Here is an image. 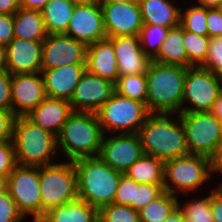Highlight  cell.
<instances>
[{
    "mask_svg": "<svg viewBox=\"0 0 222 222\" xmlns=\"http://www.w3.org/2000/svg\"><path fill=\"white\" fill-rule=\"evenodd\" d=\"M164 222H186L183 213L177 207Z\"/></svg>",
    "mask_w": 222,
    "mask_h": 222,
    "instance_id": "cell-50",
    "label": "cell"
},
{
    "mask_svg": "<svg viewBox=\"0 0 222 222\" xmlns=\"http://www.w3.org/2000/svg\"><path fill=\"white\" fill-rule=\"evenodd\" d=\"M180 25L184 30L201 36H208V28L206 22V8L194 4L189 6L180 16Z\"/></svg>",
    "mask_w": 222,
    "mask_h": 222,
    "instance_id": "cell-34",
    "label": "cell"
},
{
    "mask_svg": "<svg viewBox=\"0 0 222 222\" xmlns=\"http://www.w3.org/2000/svg\"><path fill=\"white\" fill-rule=\"evenodd\" d=\"M103 135L96 113L73 111L57 136V149L63 151L69 161L96 157Z\"/></svg>",
    "mask_w": 222,
    "mask_h": 222,
    "instance_id": "cell-4",
    "label": "cell"
},
{
    "mask_svg": "<svg viewBox=\"0 0 222 222\" xmlns=\"http://www.w3.org/2000/svg\"><path fill=\"white\" fill-rule=\"evenodd\" d=\"M49 1L50 0H19V4L20 7L25 9L41 11Z\"/></svg>",
    "mask_w": 222,
    "mask_h": 222,
    "instance_id": "cell-47",
    "label": "cell"
},
{
    "mask_svg": "<svg viewBox=\"0 0 222 222\" xmlns=\"http://www.w3.org/2000/svg\"><path fill=\"white\" fill-rule=\"evenodd\" d=\"M72 112L69 101L46 97L26 116L37 126L58 136Z\"/></svg>",
    "mask_w": 222,
    "mask_h": 222,
    "instance_id": "cell-21",
    "label": "cell"
},
{
    "mask_svg": "<svg viewBox=\"0 0 222 222\" xmlns=\"http://www.w3.org/2000/svg\"><path fill=\"white\" fill-rule=\"evenodd\" d=\"M214 172L212 159L203 155L170 159L164 162L163 189L174 196L178 192L184 196L202 187Z\"/></svg>",
    "mask_w": 222,
    "mask_h": 222,
    "instance_id": "cell-6",
    "label": "cell"
},
{
    "mask_svg": "<svg viewBox=\"0 0 222 222\" xmlns=\"http://www.w3.org/2000/svg\"><path fill=\"white\" fill-rule=\"evenodd\" d=\"M70 1L71 3L75 4V5H78V4H85V3H88L92 0H68Z\"/></svg>",
    "mask_w": 222,
    "mask_h": 222,
    "instance_id": "cell-55",
    "label": "cell"
},
{
    "mask_svg": "<svg viewBox=\"0 0 222 222\" xmlns=\"http://www.w3.org/2000/svg\"><path fill=\"white\" fill-rule=\"evenodd\" d=\"M99 3H126L137 0H97Z\"/></svg>",
    "mask_w": 222,
    "mask_h": 222,
    "instance_id": "cell-54",
    "label": "cell"
},
{
    "mask_svg": "<svg viewBox=\"0 0 222 222\" xmlns=\"http://www.w3.org/2000/svg\"><path fill=\"white\" fill-rule=\"evenodd\" d=\"M7 191L24 217L32 215V222L42 217L39 167L17 165L7 177Z\"/></svg>",
    "mask_w": 222,
    "mask_h": 222,
    "instance_id": "cell-11",
    "label": "cell"
},
{
    "mask_svg": "<svg viewBox=\"0 0 222 222\" xmlns=\"http://www.w3.org/2000/svg\"><path fill=\"white\" fill-rule=\"evenodd\" d=\"M86 70V64L41 69L46 97L70 101L74 89Z\"/></svg>",
    "mask_w": 222,
    "mask_h": 222,
    "instance_id": "cell-20",
    "label": "cell"
},
{
    "mask_svg": "<svg viewBox=\"0 0 222 222\" xmlns=\"http://www.w3.org/2000/svg\"><path fill=\"white\" fill-rule=\"evenodd\" d=\"M96 114L105 135V131H121L120 134L138 133L150 113L145 103L114 92Z\"/></svg>",
    "mask_w": 222,
    "mask_h": 222,
    "instance_id": "cell-7",
    "label": "cell"
},
{
    "mask_svg": "<svg viewBox=\"0 0 222 222\" xmlns=\"http://www.w3.org/2000/svg\"><path fill=\"white\" fill-rule=\"evenodd\" d=\"M19 8V0H0V13L2 14H14Z\"/></svg>",
    "mask_w": 222,
    "mask_h": 222,
    "instance_id": "cell-46",
    "label": "cell"
},
{
    "mask_svg": "<svg viewBox=\"0 0 222 222\" xmlns=\"http://www.w3.org/2000/svg\"><path fill=\"white\" fill-rule=\"evenodd\" d=\"M190 151L213 160L222 140V124L210 112H182L179 114Z\"/></svg>",
    "mask_w": 222,
    "mask_h": 222,
    "instance_id": "cell-9",
    "label": "cell"
},
{
    "mask_svg": "<svg viewBox=\"0 0 222 222\" xmlns=\"http://www.w3.org/2000/svg\"><path fill=\"white\" fill-rule=\"evenodd\" d=\"M210 112L220 121L222 124V94L214 102Z\"/></svg>",
    "mask_w": 222,
    "mask_h": 222,
    "instance_id": "cell-48",
    "label": "cell"
},
{
    "mask_svg": "<svg viewBox=\"0 0 222 222\" xmlns=\"http://www.w3.org/2000/svg\"><path fill=\"white\" fill-rule=\"evenodd\" d=\"M104 222H140L139 212L129 205L109 204L98 210Z\"/></svg>",
    "mask_w": 222,
    "mask_h": 222,
    "instance_id": "cell-35",
    "label": "cell"
},
{
    "mask_svg": "<svg viewBox=\"0 0 222 222\" xmlns=\"http://www.w3.org/2000/svg\"><path fill=\"white\" fill-rule=\"evenodd\" d=\"M162 64H172L187 67L186 48L183 44V27L169 29L158 53L151 59Z\"/></svg>",
    "mask_w": 222,
    "mask_h": 222,
    "instance_id": "cell-26",
    "label": "cell"
},
{
    "mask_svg": "<svg viewBox=\"0 0 222 222\" xmlns=\"http://www.w3.org/2000/svg\"><path fill=\"white\" fill-rule=\"evenodd\" d=\"M77 195L96 209L112 204L123 173L115 171L99 156L73 161Z\"/></svg>",
    "mask_w": 222,
    "mask_h": 222,
    "instance_id": "cell-3",
    "label": "cell"
},
{
    "mask_svg": "<svg viewBox=\"0 0 222 222\" xmlns=\"http://www.w3.org/2000/svg\"><path fill=\"white\" fill-rule=\"evenodd\" d=\"M115 92L124 97L137 100L146 104L147 88L146 75H124L119 76L115 83Z\"/></svg>",
    "mask_w": 222,
    "mask_h": 222,
    "instance_id": "cell-31",
    "label": "cell"
},
{
    "mask_svg": "<svg viewBox=\"0 0 222 222\" xmlns=\"http://www.w3.org/2000/svg\"><path fill=\"white\" fill-rule=\"evenodd\" d=\"M218 9L220 10L221 14H222V3L221 5L218 7Z\"/></svg>",
    "mask_w": 222,
    "mask_h": 222,
    "instance_id": "cell-57",
    "label": "cell"
},
{
    "mask_svg": "<svg viewBox=\"0 0 222 222\" xmlns=\"http://www.w3.org/2000/svg\"><path fill=\"white\" fill-rule=\"evenodd\" d=\"M178 208L186 222H214L211 214V194L205 198L186 201L183 206L178 201Z\"/></svg>",
    "mask_w": 222,
    "mask_h": 222,
    "instance_id": "cell-33",
    "label": "cell"
},
{
    "mask_svg": "<svg viewBox=\"0 0 222 222\" xmlns=\"http://www.w3.org/2000/svg\"><path fill=\"white\" fill-rule=\"evenodd\" d=\"M211 192V214L214 222H222V184Z\"/></svg>",
    "mask_w": 222,
    "mask_h": 222,
    "instance_id": "cell-45",
    "label": "cell"
},
{
    "mask_svg": "<svg viewBox=\"0 0 222 222\" xmlns=\"http://www.w3.org/2000/svg\"><path fill=\"white\" fill-rule=\"evenodd\" d=\"M114 47L119 76L146 74L151 59L142 51L139 35L107 38Z\"/></svg>",
    "mask_w": 222,
    "mask_h": 222,
    "instance_id": "cell-18",
    "label": "cell"
},
{
    "mask_svg": "<svg viewBox=\"0 0 222 222\" xmlns=\"http://www.w3.org/2000/svg\"><path fill=\"white\" fill-rule=\"evenodd\" d=\"M201 67L211 70L222 84V36L210 38L206 60Z\"/></svg>",
    "mask_w": 222,
    "mask_h": 222,
    "instance_id": "cell-36",
    "label": "cell"
},
{
    "mask_svg": "<svg viewBox=\"0 0 222 222\" xmlns=\"http://www.w3.org/2000/svg\"><path fill=\"white\" fill-rule=\"evenodd\" d=\"M0 71H7L6 46L0 45Z\"/></svg>",
    "mask_w": 222,
    "mask_h": 222,
    "instance_id": "cell-52",
    "label": "cell"
},
{
    "mask_svg": "<svg viewBox=\"0 0 222 222\" xmlns=\"http://www.w3.org/2000/svg\"><path fill=\"white\" fill-rule=\"evenodd\" d=\"M46 98L41 72L11 75L12 112L26 116Z\"/></svg>",
    "mask_w": 222,
    "mask_h": 222,
    "instance_id": "cell-17",
    "label": "cell"
},
{
    "mask_svg": "<svg viewBox=\"0 0 222 222\" xmlns=\"http://www.w3.org/2000/svg\"><path fill=\"white\" fill-rule=\"evenodd\" d=\"M222 94V84L211 70L201 66L187 68L184 80L182 112L210 111ZM191 107H186V103Z\"/></svg>",
    "mask_w": 222,
    "mask_h": 222,
    "instance_id": "cell-10",
    "label": "cell"
},
{
    "mask_svg": "<svg viewBox=\"0 0 222 222\" xmlns=\"http://www.w3.org/2000/svg\"><path fill=\"white\" fill-rule=\"evenodd\" d=\"M212 161H213V167H214L215 173L217 172L222 173V140H221L218 152Z\"/></svg>",
    "mask_w": 222,
    "mask_h": 222,
    "instance_id": "cell-49",
    "label": "cell"
},
{
    "mask_svg": "<svg viewBox=\"0 0 222 222\" xmlns=\"http://www.w3.org/2000/svg\"><path fill=\"white\" fill-rule=\"evenodd\" d=\"M87 45L66 34H48L43 41L41 69L86 64Z\"/></svg>",
    "mask_w": 222,
    "mask_h": 222,
    "instance_id": "cell-12",
    "label": "cell"
},
{
    "mask_svg": "<svg viewBox=\"0 0 222 222\" xmlns=\"http://www.w3.org/2000/svg\"><path fill=\"white\" fill-rule=\"evenodd\" d=\"M25 217L18 210L15 201L11 198L9 192L0 194V222H20Z\"/></svg>",
    "mask_w": 222,
    "mask_h": 222,
    "instance_id": "cell-39",
    "label": "cell"
},
{
    "mask_svg": "<svg viewBox=\"0 0 222 222\" xmlns=\"http://www.w3.org/2000/svg\"><path fill=\"white\" fill-rule=\"evenodd\" d=\"M206 22L209 38L222 36V14L218 8H206Z\"/></svg>",
    "mask_w": 222,
    "mask_h": 222,
    "instance_id": "cell-41",
    "label": "cell"
},
{
    "mask_svg": "<svg viewBox=\"0 0 222 222\" xmlns=\"http://www.w3.org/2000/svg\"><path fill=\"white\" fill-rule=\"evenodd\" d=\"M178 200L177 196L164 191L138 211L140 222H164L178 207Z\"/></svg>",
    "mask_w": 222,
    "mask_h": 222,
    "instance_id": "cell-29",
    "label": "cell"
},
{
    "mask_svg": "<svg viewBox=\"0 0 222 222\" xmlns=\"http://www.w3.org/2000/svg\"><path fill=\"white\" fill-rule=\"evenodd\" d=\"M100 6L107 38L139 35L143 20L138 1L100 3Z\"/></svg>",
    "mask_w": 222,
    "mask_h": 222,
    "instance_id": "cell-15",
    "label": "cell"
},
{
    "mask_svg": "<svg viewBox=\"0 0 222 222\" xmlns=\"http://www.w3.org/2000/svg\"><path fill=\"white\" fill-rule=\"evenodd\" d=\"M47 35L41 11L20 7L14 13V38L43 42Z\"/></svg>",
    "mask_w": 222,
    "mask_h": 222,
    "instance_id": "cell-25",
    "label": "cell"
},
{
    "mask_svg": "<svg viewBox=\"0 0 222 222\" xmlns=\"http://www.w3.org/2000/svg\"><path fill=\"white\" fill-rule=\"evenodd\" d=\"M0 108L12 111L11 74L0 71Z\"/></svg>",
    "mask_w": 222,
    "mask_h": 222,
    "instance_id": "cell-42",
    "label": "cell"
},
{
    "mask_svg": "<svg viewBox=\"0 0 222 222\" xmlns=\"http://www.w3.org/2000/svg\"><path fill=\"white\" fill-rule=\"evenodd\" d=\"M97 218L98 209L77 197L51 208L37 222H94Z\"/></svg>",
    "mask_w": 222,
    "mask_h": 222,
    "instance_id": "cell-24",
    "label": "cell"
},
{
    "mask_svg": "<svg viewBox=\"0 0 222 222\" xmlns=\"http://www.w3.org/2000/svg\"><path fill=\"white\" fill-rule=\"evenodd\" d=\"M103 135L99 157L115 171L125 173L144 155L138 133Z\"/></svg>",
    "mask_w": 222,
    "mask_h": 222,
    "instance_id": "cell-14",
    "label": "cell"
},
{
    "mask_svg": "<svg viewBox=\"0 0 222 222\" xmlns=\"http://www.w3.org/2000/svg\"><path fill=\"white\" fill-rule=\"evenodd\" d=\"M74 7L68 0H50L41 10L47 34H65Z\"/></svg>",
    "mask_w": 222,
    "mask_h": 222,
    "instance_id": "cell-27",
    "label": "cell"
},
{
    "mask_svg": "<svg viewBox=\"0 0 222 222\" xmlns=\"http://www.w3.org/2000/svg\"><path fill=\"white\" fill-rule=\"evenodd\" d=\"M210 38L184 30L183 44L187 54V68L191 66H201L205 60L209 47Z\"/></svg>",
    "mask_w": 222,
    "mask_h": 222,
    "instance_id": "cell-30",
    "label": "cell"
},
{
    "mask_svg": "<svg viewBox=\"0 0 222 222\" xmlns=\"http://www.w3.org/2000/svg\"><path fill=\"white\" fill-rule=\"evenodd\" d=\"M187 67L150 62L146 72L149 113H182L184 80Z\"/></svg>",
    "mask_w": 222,
    "mask_h": 222,
    "instance_id": "cell-2",
    "label": "cell"
},
{
    "mask_svg": "<svg viewBox=\"0 0 222 222\" xmlns=\"http://www.w3.org/2000/svg\"><path fill=\"white\" fill-rule=\"evenodd\" d=\"M14 39V14L0 13V45L7 46Z\"/></svg>",
    "mask_w": 222,
    "mask_h": 222,
    "instance_id": "cell-44",
    "label": "cell"
},
{
    "mask_svg": "<svg viewBox=\"0 0 222 222\" xmlns=\"http://www.w3.org/2000/svg\"><path fill=\"white\" fill-rule=\"evenodd\" d=\"M7 190V177L0 175V194Z\"/></svg>",
    "mask_w": 222,
    "mask_h": 222,
    "instance_id": "cell-53",
    "label": "cell"
},
{
    "mask_svg": "<svg viewBox=\"0 0 222 222\" xmlns=\"http://www.w3.org/2000/svg\"><path fill=\"white\" fill-rule=\"evenodd\" d=\"M65 34L86 45L106 39L100 3L92 0L75 5Z\"/></svg>",
    "mask_w": 222,
    "mask_h": 222,
    "instance_id": "cell-13",
    "label": "cell"
},
{
    "mask_svg": "<svg viewBox=\"0 0 222 222\" xmlns=\"http://www.w3.org/2000/svg\"><path fill=\"white\" fill-rule=\"evenodd\" d=\"M42 216L51 208L66 204L78 197L73 161L39 167Z\"/></svg>",
    "mask_w": 222,
    "mask_h": 222,
    "instance_id": "cell-8",
    "label": "cell"
},
{
    "mask_svg": "<svg viewBox=\"0 0 222 222\" xmlns=\"http://www.w3.org/2000/svg\"><path fill=\"white\" fill-rule=\"evenodd\" d=\"M170 115L150 113L138 131L144 154L164 162L192 155L179 114L175 120Z\"/></svg>",
    "mask_w": 222,
    "mask_h": 222,
    "instance_id": "cell-1",
    "label": "cell"
},
{
    "mask_svg": "<svg viewBox=\"0 0 222 222\" xmlns=\"http://www.w3.org/2000/svg\"><path fill=\"white\" fill-rule=\"evenodd\" d=\"M42 41L14 38L6 46L7 71L18 73L41 72Z\"/></svg>",
    "mask_w": 222,
    "mask_h": 222,
    "instance_id": "cell-19",
    "label": "cell"
},
{
    "mask_svg": "<svg viewBox=\"0 0 222 222\" xmlns=\"http://www.w3.org/2000/svg\"><path fill=\"white\" fill-rule=\"evenodd\" d=\"M114 92L115 83L86 70L74 89L69 103L73 111L96 113Z\"/></svg>",
    "mask_w": 222,
    "mask_h": 222,
    "instance_id": "cell-16",
    "label": "cell"
},
{
    "mask_svg": "<svg viewBox=\"0 0 222 222\" xmlns=\"http://www.w3.org/2000/svg\"><path fill=\"white\" fill-rule=\"evenodd\" d=\"M12 143L19 166L41 167L53 164L57 136L42 129L27 116H17L13 127Z\"/></svg>",
    "mask_w": 222,
    "mask_h": 222,
    "instance_id": "cell-5",
    "label": "cell"
},
{
    "mask_svg": "<svg viewBox=\"0 0 222 222\" xmlns=\"http://www.w3.org/2000/svg\"><path fill=\"white\" fill-rule=\"evenodd\" d=\"M173 0L138 1L143 24L160 25L172 28L180 24L181 8Z\"/></svg>",
    "mask_w": 222,
    "mask_h": 222,
    "instance_id": "cell-23",
    "label": "cell"
},
{
    "mask_svg": "<svg viewBox=\"0 0 222 222\" xmlns=\"http://www.w3.org/2000/svg\"><path fill=\"white\" fill-rule=\"evenodd\" d=\"M16 166L17 162L12 140L0 141V175L8 177Z\"/></svg>",
    "mask_w": 222,
    "mask_h": 222,
    "instance_id": "cell-40",
    "label": "cell"
},
{
    "mask_svg": "<svg viewBox=\"0 0 222 222\" xmlns=\"http://www.w3.org/2000/svg\"><path fill=\"white\" fill-rule=\"evenodd\" d=\"M197 1V5L205 7V8H218L221 3L222 0H196Z\"/></svg>",
    "mask_w": 222,
    "mask_h": 222,
    "instance_id": "cell-51",
    "label": "cell"
},
{
    "mask_svg": "<svg viewBox=\"0 0 222 222\" xmlns=\"http://www.w3.org/2000/svg\"><path fill=\"white\" fill-rule=\"evenodd\" d=\"M86 69L113 83L119 77L113 44L106 38L87 45Z\"/></svg>",
    "mask_w": 222,
    "mask_h": 222,
    "instance_id": "cell-22",
    "label": "cell"
},
{
    "mask_svg": "<svg viewBox=\"0 0 222 222\" xmlns=\"http://www.w3.org/2000/svg\"><path fill=\"white\" fill-rule=\"evenodd\" d=\"M124 174L140 184H163L164 161L144 154Z\"/></svg>",
    "mask_w": 222,
    "mask_h": 222,
    "instance_id": "cell-28",
    "label": "cell"
},
{
    "mask_svg": "<svg viewBox=\"0 0 222 222\" xmlns=\"http://www.w3.org/2000/svg\"><path fill=\"white\" fill-rule=\"evenodd\" d=\"M170 28L160 25L143 24L139 33L142 51L152 59L159 51Z\"/></svg>",
    "mask_w": 222,
    "mask_h": 222,
    "instance_id": "cell-32",
    "label": "cell"
},
{
    "mask_svg": "<svg viewBox=\"0 0 222 222\" xmlns=\"http://www.w3.org/2000/svg\"><path fill=\"white\" fill-rule=\"evenodd\" d=\"M163 192V184H139L136 187L135 201H132V208L139 211Z\"/></svg>",
    "mask_w": 222,
    "mask_h": 222,
    "instance_id": "cell-37",
    "label": "cell"
},
{
    "mask_svg": "<svg viewBox=\"0 0 222 222\" xmlns=\"http://www.w3.org/2000/svg\"><path fill=\"white\" fill-rule=\"evenodd\" d=\"M16 117L12 111L0 108V141L12 140Z\"/></svg>",
    "mask_w": 222,
    "mask_h": 222,
    "instance_id": "cell-43",
    "label": "cell"
},
{
    "mask_svg": "<svg viewBox=\"0 0 222 222\" xmlns=\"http://www.w3.org/2000/svg\"><path fill=\"white\" fill-rule=\"evenodd\" d=\"M94 222H104L99 216Z\"/></svg>",
    "mask_w": 222,
    "mask_h": 222,
    "instance_id": "cell-56",
    "label": "cell"
},
{
    "mask_svg": "<svg viewBox=\"0 0 222 222\" xmlns=\"http://www.w3.org/2000/svg\"><path fill=\"white\" fill-rule=\"evenodd\" d=\"M140 183L122 174L118 183L117 191L113 203L119 205H129L132 207V201H135L136 187Z\"/></svg>",
    "mask_w": 222,
    "mask_h": 222,
    "instance_id": "cell-38",
    "label": "cell"
}]
</instances>
